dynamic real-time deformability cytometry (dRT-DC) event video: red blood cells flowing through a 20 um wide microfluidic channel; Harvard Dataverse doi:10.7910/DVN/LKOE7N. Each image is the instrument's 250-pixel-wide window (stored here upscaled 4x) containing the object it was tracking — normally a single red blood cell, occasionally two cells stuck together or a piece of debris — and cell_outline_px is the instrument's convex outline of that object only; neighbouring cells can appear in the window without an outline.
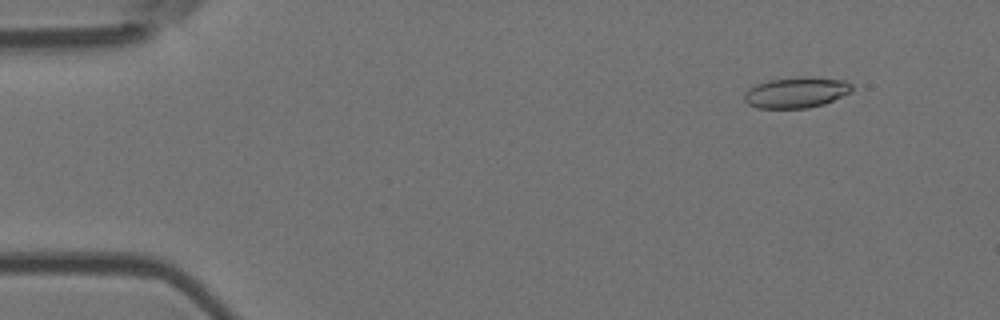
{"species": "Egyptian fruit bat (a non-hibernating species)", "species_latin": "Rousettus aegyptiacus", "temperature_condition": "room temperature", "stored_images_in_passage": 5, "camera_frame_rate_fps": 3000, "um_per_image_px": 0.085, "animal": {"sex": "female"}, "frame": {"image": 1, "passage_image": 2, "time_ms": 0.333, "image_size_px": [1000, 320], "cell_outline_px": [[852, 92], [824, 104], [808, 108], [756, 108], [748, 104], [744, 100], [744, 96], [748, 88], [756, 84], [772, 80], [800, 76], [812, 76], [844, 80], [852, 84]], "centroid_in_image_um": [67.7, 7.85], "position_along_channel_um": 17.3, "area_um2": 19.48}}
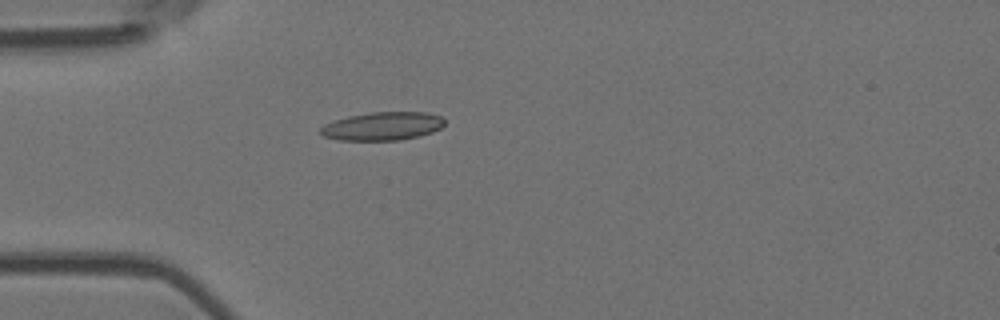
{"frame": {"image": 2, "passage_image": 5, "time_ms": 1.333, "image_size_px": [1000, 320], "cell_outline_px": [[444, 124], [440, 128], [432, 132], [420, 136], [400, 140], [340, 140], [324, 136], [320, 132], [320, 128], [324, 124], [332, 120], [348, 116], [372, 112], [428, 112], [440, 116], [444, 120]], "centroid_in_image_um": [32.51, 10.72], "position_along_channel_um": 52.5, "area_um2": 20.52}}